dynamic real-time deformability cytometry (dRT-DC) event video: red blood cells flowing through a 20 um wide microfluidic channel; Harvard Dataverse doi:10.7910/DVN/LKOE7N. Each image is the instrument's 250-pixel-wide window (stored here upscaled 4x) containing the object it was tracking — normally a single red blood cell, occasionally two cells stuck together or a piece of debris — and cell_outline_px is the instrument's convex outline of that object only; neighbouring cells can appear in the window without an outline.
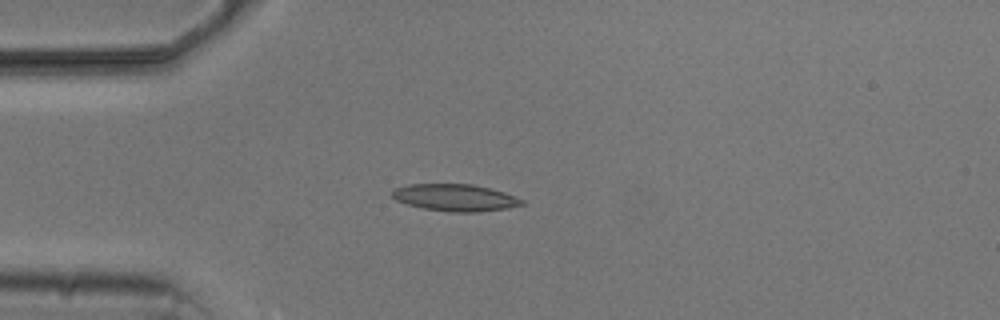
{"species": "common noctule bat (a hibernating species)", "species_latin": "Nyctalus noctula", "temperature_condition": "cold", "stored_images_in_passage": 4, "camera_frame_rate_fps": 3000, "um_per_image_px": 0.085, "animal": {"sex": "male", "body_mass_g": 20.5, "forearm_length_mm": 52.5}, "frame": {"image": 1, "passage_image": 4, "time_ms": 4.333, "image_size_px": [1000, 320], "cell_outline_px": [[524, 204], [508, 208], [476, 212], [452, 212], [424, 208], [408, 204], [396, 200], [392, 196], [392, 188], [408, 184], [472, 184], [504, 192], [524, 200]], "centroid_in_image_um": [38.67, 16.79], "position_along_channel_um": 46.3, "area_um2": 20.29}}